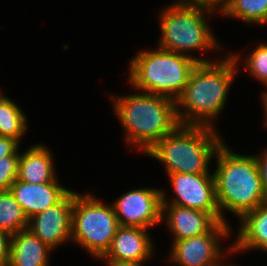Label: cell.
Segmentation results:
<instances>
[{
	"mask_svg": "<svg viewBox=\"0 0 267 266\" xmlns=\"http://www.w3.org/2000/svg\"><path fill=\"white\" fill-rule=\"evenodd\" d=\"M226 147L222 143L216 152L218 167L213 174L222 222H225L222 209L241 218L267 201L255 155H239Z\"/></svg>",
	"mask_w": 267,
	"mask_h": 266,
	"instance_id": "7a4b0ae2",
	"label": "cell"
},
{
	"mask_svg": "<svg viewBox=\"0 0 267 266\" xmlns=\"http://www.w3.org/2000/svg\"><path fill=\"white\" fill-rule=\"evenodd\" d=\"M72 207L71 190L59 203L31 217L27 229L49 248L54 249L71 239Z\"/></svg>",
	"mask_w": 267,
	"mask_h": 266,
	"instance_id": "8fae6325",
	"label": "cell"
},
{
	"mask_svg": "<svg viewBox=\"0 0 267 266\" xmlns=\"http://www.w3.org/2000/svg\"><path fill=\"white\" fill-rule=\"evenodd\" d=\"M237 59V55H230L219 63H198L194 67L176 101L179 124L213 128L209 120L218 116L224 107L227 91L236 74ZM178 105L186 108L184 113L179 112Z\"/></svg>",
	"mask_w": 267,
	"mask_h": 266,
	"instance_id": "6da1fadb",
	"label": "cell"
},
{
	"mask_svg": "<svg viewBox=\"0 0 267 266\" xmlns=\"http://www.w3.org/2000/svg\"><path fill=\"white\" fill-rule=\"evenodd\" d=\"M147 233L143 227L119 226L109 250L102 258L120 262L147 260L152 252V242Z\"/></svg>",
	"mask_w": 267,
	"mask_h": 266,
	"instance_id": "5bb4252c",
	"label": "cell"
},
{
	"mask_svg": "<svg viewBox=\"0 0 267 266\" xmlns=\"http://www.w3.org/2000/svg\"><path fill=\"white\" fill-rule=\"evenodd\" d=\"M217 3L225 16L240 18L247 23L267 24V0H217Z\"/></svg>",
	"mask_w": 267,
	"mask_h": 266,
	"instance_id": "ac0fdd59",
	"label": "cell"
},
{
	"mask_svg": "<svg viewBox=\"0 0 267 266\" xmlns=\"http://www.w3.org/2000/svg\"><path fill=\"white\" fill-rule=\"evenodd\" d=\"M113 97L115 113L126 130V141L146 153L172 132L179 121L176 102L152 93Z\"/></svg>",
	"mask_w": 267,
	"mask_h": 266,
	"instance_id": "3957f363",
	"label": "cell"
},
{
	"mask_svg": "<svg viewBox=\"0 0 267 266\" xmlns=\"http://www.w3.org/2000/svg\"><path fill=\"white\" fill-rule=\"evenodd\" d=\"M6 96H3L0 92V102L5 98Z\"/></svg>",
	"mask_w": 267,
	"mask_h": 266,
	"instance_id": "83f0119b",
	"label": "cell"
},
{
	"mask_svg": "<svg viewBox=\"0 0 267 266\" xmlns=\"http://www.w3.org/2000/svg\"><path fill=\"white\" fill-rule=\"evenodd\" d=\"M52 250L29 229L11 237L9 266H48V252Z\"/></svg>",
	"mask_w": 267,
	"mask_h": 266,
	"instance_id": "9a60e30c",
	"label": "cell"
},
{
	"mask_svg": "<svg viewBox=\"0 0 267 266\" xmlns=\"http://www.w3.org/2000/svg\"><path fill=\"white\" fill-rule=\"evenodd\" d=\"M242 226L231 252L259 248L267 252V201L241 217Z\"/></svg>",
	"mask_w": 267,
	"mask_h": 266,
	"instance_id": "e0dca14e",
	"label": "cell"
},
{
	"mask_svg": "<svg viewBox=\"0 0 267 266\" xmlns=\"http://www.w3.org/2000/svg\"><path fill=\"white\" fill-rule=\"evenodd\" d=\"M229 230L227 222H219L208 233L174 241L170 260L179 266H220L218 259L222 255L217 239L227 236Z\"/></svg>",
	"mask_w": 267,
	"mask_h": 266,
	"instance_id": "9c48e42d",
	"label": "cell"
},
{
	"mask_svg": "<svg viewBox=\"0 0 267 266\" xmlns=\"http://www.w3.org/2000/svg\"><path fill=\"white\" fill-rule=\"evenodd\" d=\"M264 95L262 96L263 97V105H264V109H265V112H266V121H265V124L267 125V92L266 93H263Z\"/></svg>",
	"mask_w": 267,
	"mask_h": 266,
	"instance_id": "4316f807",
	"label": "cell"
},
{
	"mask_svg": "<svg viewBox=\"0 0 267 266\" xmlns=\"http://www.w3.org/2000/svg\"><path fill=\"white\" fill-rule=\"evenodd\" d=\"M249 72L267 86V44L259 45L246 60Z\"/></svg>",
	"mask_w": 267,
	"mask_h": 266,
	"instance_id": "44dd1931",
	"label": "cell"
},
{
	"mask_svg": "<svg viewBox=\"0 0 267 266\" xmlns=\"http://www.w3.org/2000/svg\"><path fill=\"white\" fill-rule=\"evenodd\" d=\"M12 235L0 228V266H9Z\"/></svg>",
	"mask_w": 267,
	"mask_h": 266,
	"instance_id": "603a6c76",
	"label": "cell"
},
{
	"mask_svg": "<svg viewBox=\"0 0 267 266\" xmlns=\"http://www.w3.org/2000/svg\"><path fill=\"white\" fill-rule=\"evenodd\" d=\"M222 143L214 128L179 124L146 154L164 163L167 174H210L209 162Z\"/></svg>",
	"mask_w": 267,
	"mask_h": 266,
	"instance_id": "277c9868",
	"label": "cell"
},
{
	"mask_svg": "<svg viewBox=\"0 0 267 266\" xmlns=\"http://www.w3.org/2000/svg\"><path fill=\"white\" fill-rule=\"evenodd\" d=\"M109 266H142L144 261H136V262H120V261H108Z\"/></svg>",
	"mask_w": 267,
	"mask_h": 266,
	"instance_id": "484cf974",
	"label": "cell"
},
{
	"mask_svg": "<svg viewBox=\"0 0 267 266\" xmlns=\"http://www.w3.org/2000/svg\"><path fill=\"white\" fill-rule=\"evenodd\" d=\"M217 4L215 0H180L164 9L159 17L162 33L160 48L179 54L194 49H219L220 45L210 32L203 12L212 13Z\"/></svg>",
	"mask_w": 267,
	"mask_h": 266,
	"instance_id": "8992f818",
	"label": "cell"
},
{
	"mask_svg": "<svg viewBox=\"0 0 267 266\" xmlns=\"http://www.w3.org/2000/svg\"><path fill=\"white\" fill-rule=\"evenodd\" d=\"M211 61L158 48L136 54L130 63V83L137 89L175 102L182 95L198 63Z\"/></svg>",
	"mask_w": 267,
	"mask_h": 266,
	"instance_id": "5b68a950",
	"label": "cell"
},
{
	"mask_svg": "<svg viewBox=\"0 0 267 266\" xmlns=\"http://www.w3.org/2000/svg\"><path fill=\"white\" fill-rule=\"evenodd\" d=\"M176 198L170 204L220 213L217 200L215 179L212 174L171 173L168 174Z\"/></svg>",
	"mask_w": 267,
	"mask_h": 266,
	"instance_id": "30bf717a",
	"label": "cell"
},
{
	"mask_svg": "<svg viewBox=\"0 0 267 266\" xmlns=\"http://www.w3.org/2000/svg\"><path fill=\"white\" fill-rule=\"evenodd\" d=\"M119 222L113 206L105 205L90 194L73 192L71 239L94 257L109 250Z\"/></svg>",
	"mask_w": 267,
	"mask_h": 266,
	"instance_id": "52a82bcc",
	"label": "cell"
},
{
	"mask_svg": "<svg viewBox=\"0 0 267 266\" xmlns=\"http://www.w3.org/2000/svg\"><path fill=\"white\" fill-rule=\"evenodd\" d=\"M20 154L5 156L0 159V190H9L17 180Z\"/></svg>",
	"mask_w": 267,
	"mask_h": 266,
	"instance_id": "7402d4cb",
	"label": "cell"
},
{
	"mask_svg": "<svg viewBox=\"0 0 267 266\" xmlns=\"http://www.w3.org/2000/svg\"><path fill=\"white\" fill-rule=\"evenodd\" d=\"M53 165L48 148L35 145L20 154L17 180L34 184L52 182L56 179Z\"/></svg>",
	"mask_w": 267,
	"mask_h": 266,
	"instance_id": "2e32d148",
	"label": "cell"
},
{
	"mask_svg": "<svg viewBox=\"0 0 267 266\" xmlns=\"http://www.w3.org/2000/svg\"><path fill=\"white\" fill-rule=\"evenodd\" d=\"M19 142L13 138L0 135V159L5 156L15 155Z\"/></svg>",
	"mask_w": 267,
	"mask_h": 266,
	"instance_id": "cb8c5ba5",
	"label": "cell"
},
{
	"mask_svg": "<svg viewBox=\"0 0 267 266\" xmlns=\"http://www.w3.org/2000/svg\"><path fill=\"white\" fill-rule=\"evenodd\" d=\"M58 184L57 178L45 184L16 180L9 191L30 219L35 214L59 203L71 191Z\"/></svg>",
	"mask_w": 267,
	"mask_h": 266,
	"instance_id": "4fadbf2b",
	"label": "cell"
},
{
	"mask_svg": "<svg viewBox=\"0 0 267 266\" xmlns=\"http://www.w3.org/2000/svg\"><path fill=\"white\" fill-rule=\"evenodd\" d=\"M264 155L261 157L256 156V162L258 165L259 173L261 176V181H262V187L264 190V193L266 194L267 197V150L263 153Z\"/></svg>",
	"mask_w": 267,
	"mask_h": 266,
	"instance_id": "d4e9b609",
	"label": "cell"
},
{
	"mask_svg": "<svg viewBox=\"0 0 267 266\" xmlns=\"http://www.w3.org/2000/svg\"><path fill=\"white\" fill-rule=\"evenodd\" d=\"M29 218L9 190H0V228L13 235L28 228Z\"/></svg>",
	"mask_w": 267,
	"mask_h": 266,
	"instance_id": "d6986e66",
	"label": "cell"
},
{
	"mask_svg": "<svg viewBox=\"0 0 267 266\" xmlns=\"http://www.w3.org/2000/svg\"><path fill=\"white\" fill-rule=\"evenodd\" d=\"M167 202L162 191V217H165L164 213H168L165 218L168 227L175 235L174 241L208 233L222 222L220 213H208Z\"/></svg>",
	"mask_w": 267,
	"mask_h": 266,
	"instance_id": "7c38bea8",
	"label": "cell"
},
{
	"mask_svg": "<svg viewBox=\"0 0 267 266\" xmlns=\"http://www.w3.org/2000/svg\"><path fill=\"white\" fill-rule=\"evenodd\" d=\"M120 226L154 227L162 218V191L135 189L113 203Z\"/></svg>",
	"mask_w": 267,
	"mask_h": 266,
	"instance_id": "ba28073f",
	"label": "cell"
},
{
	"mask_svg": "<svg viewBox=\"0 0 267 266\" xmlns=\"http://www.w3.org/2000/svg\"><path fill=\"white\" fill-rule=\"evenodd\" d=\"M27 128L26 116L8 97L0 102V135L19 142Z\"/></svg>",
	"mask_w": 267,
	"mask_h": 266,
	"instance_id": "ffe728a7",
	"label": "cell"
}]
</instances>
